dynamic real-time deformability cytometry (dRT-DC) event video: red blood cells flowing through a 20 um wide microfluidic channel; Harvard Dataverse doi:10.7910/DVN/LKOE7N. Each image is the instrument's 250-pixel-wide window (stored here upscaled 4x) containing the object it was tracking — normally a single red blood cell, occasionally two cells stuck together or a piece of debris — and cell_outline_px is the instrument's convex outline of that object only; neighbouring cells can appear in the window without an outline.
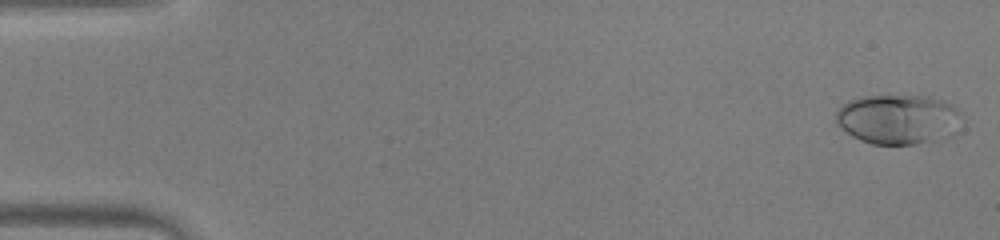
{"species": "human", "species_latin": "Homo sapiens", "temperature_condition": "warm", "stored_images_in_passage": 49, "camera_frame_rate_fps": 3000, "um_per_image_px": 0.085, "donor": {"sex": "male"}, "frame": {"image": 1, "passage_image": 2, "time_ms": 0.333, "image_size_px": [1000, 240], "cell_outline_px": [[956, 112], [928, 140], [916, 144], [872, 144], [860, 140], [852, 136], [836, 124], [836, 112], [848, 100], [864, 96], [928, 96], [944, 100], [952, 104], [956, 108]], "centroid_in_image_um": [75.99, 10.07], "position_along_channel_um": 9.0, "area_um2": 33.7}}
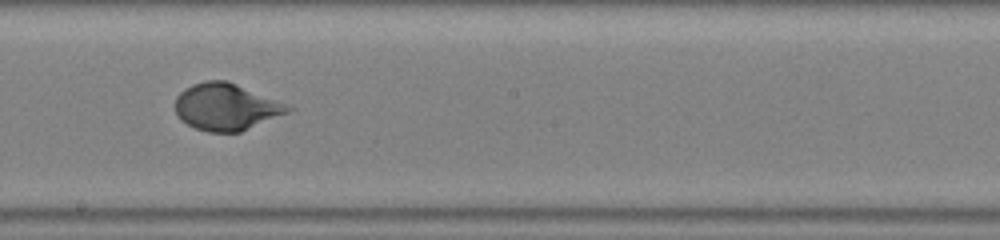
{"frame": {"image": 2, "passage_image": 28, "time_ms": 9.0, "image_size_px": [1000, 240], "cell_outline_px": [[296, 108], [288, 112], [240, 132], [208, 132], [196, 128], [180, 120], [176, 112], [176, 96], [184, 88], [192, 84], [204, 80], [224, 80], [236, 84]], "centroid_in_image_um": [19.18, 9.08], "position_along_channel_um": 229.0, "area_um2": 30.46}}
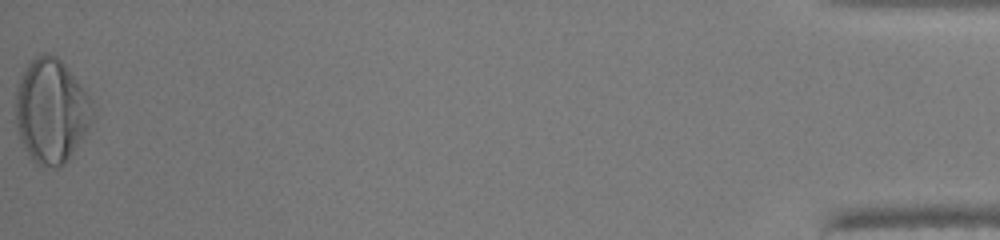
{"frame": {"image": 3, "passage_image": 49, "time_ms": 16.0, "image_size_px": [1000, 240], "cell_outline_px": [[96, 112], [88, 128], [68, 160], [56, 168], [44, 168], [36, 164], [32, 160], [20, 140], [16, 124], [16, 84], [20, 76], [28, 64], [40, 52], [48, 52], [56, 56], [68, 68], [84, 88], [92, 100], [96, 108]], "centroid_in_image_um": [4.36, 9.42], "position_along_channel_um": 430.8, "area_um2": 47.28}, "authors_computed_cell_mechanics": {"area_um2": 31.0386, "velocity_mm_per_s": 4.2917, "shape_relaxation_time_tau1_ms": 2.6495, "shape_relaxation_time_tau2_ms": null, "deformation_change_tau1": 0.1949, "deformation_change_tau2": null}}